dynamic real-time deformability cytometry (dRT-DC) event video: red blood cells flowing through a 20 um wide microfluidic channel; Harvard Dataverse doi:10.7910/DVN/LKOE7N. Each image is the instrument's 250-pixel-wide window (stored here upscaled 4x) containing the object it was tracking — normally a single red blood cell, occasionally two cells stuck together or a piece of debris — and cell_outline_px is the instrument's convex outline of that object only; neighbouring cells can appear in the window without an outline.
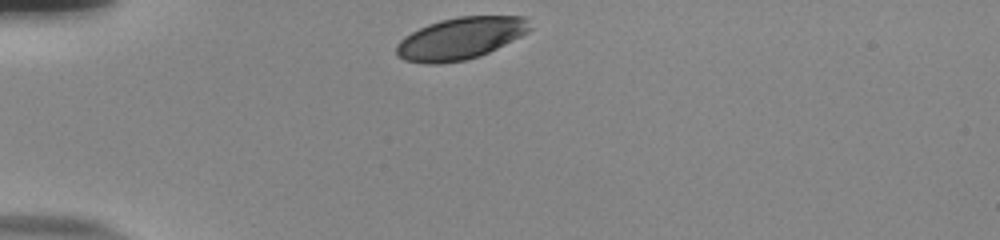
{"species": "human", "species_latin": "Homo sapiens", "temperature_condition": "room temperature", "stored_images_in_passage": 31, "camera_frame_rate_fps": 3000, "um_per_image_px": 0.085, "donor": {"sex": "male"}, "frame": {"image": 1, "passage_image": 1, "time_ms": 0.0, "image_size_px": [1000, 240], "cell_outline_px": [[532, 28], [528, 32], [480, 56], [464, 60], [440, 64], [424, 64], [404, 60], [396, 56], [396, 44], [404, 36], [428, 24], [440, 20], [460, 16], [524, 16], [528, 20]], "centroid_in_image_um": [39.1, 3.27], "position_along_channel_um": 45.9, "area_um2": 32.66}}
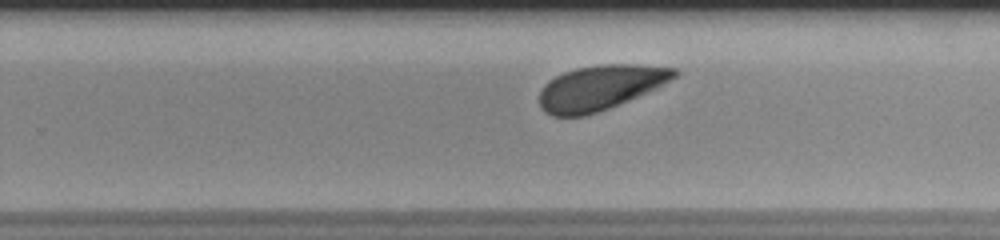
{"frame": {"image": 2, "passage_image": 22, "time_ms": 7.0, "image_size_px": [1000, 240], "cell_outline_px": [[680, 72], [676, 76], [656, 88], [648, 92], [608, 108], [584, 116], [552, 116], [544, 112], [540, 108], [540, 92], [544, 84], [548, 80], [564, 72], [576, 68], [600, 64], [640, 64], [676, 68]], "centroid_in_image_um": [51.01, 7.44], "position_along_channel_um": 278.8, "area_um2": 35.2}}
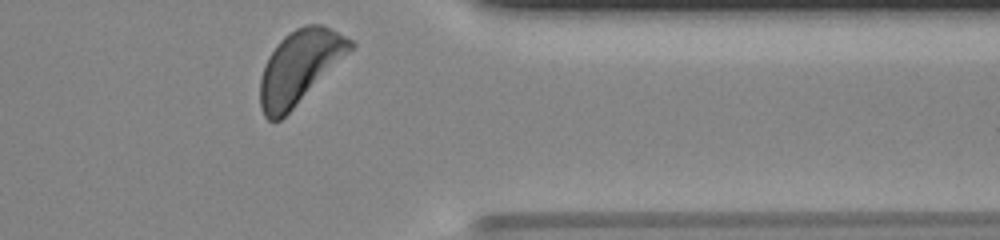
{"frame": {"image": 3, "passage_image": 31, "time_ms": 10.0, "image_size_px": [1000, 240], "cell_outline_px": [[356, 44], [280, 120], [268, 120], [264, 116], [260, 108], [260, 80], [268, 56], [276, 44], [284, 36], [296, 28], [304, 24], [320, 24], [332, 28], [352, 40]], "centroid_in_image_um": [25.43, 5.65], "position_along_channel_um": 386.0, "area_um2": 37.51}, "authors_computed_cell_mechanics": {"area_um2": 35.836, "velocity_mm_per_s": 3.8043, "shape_relaxation_time_tau1_ms": 0.8382, "shape_relaxation_time_tau2_ms": null, "deformation_change_tau1": 0.0669, "deformation_change_tau2": null}}